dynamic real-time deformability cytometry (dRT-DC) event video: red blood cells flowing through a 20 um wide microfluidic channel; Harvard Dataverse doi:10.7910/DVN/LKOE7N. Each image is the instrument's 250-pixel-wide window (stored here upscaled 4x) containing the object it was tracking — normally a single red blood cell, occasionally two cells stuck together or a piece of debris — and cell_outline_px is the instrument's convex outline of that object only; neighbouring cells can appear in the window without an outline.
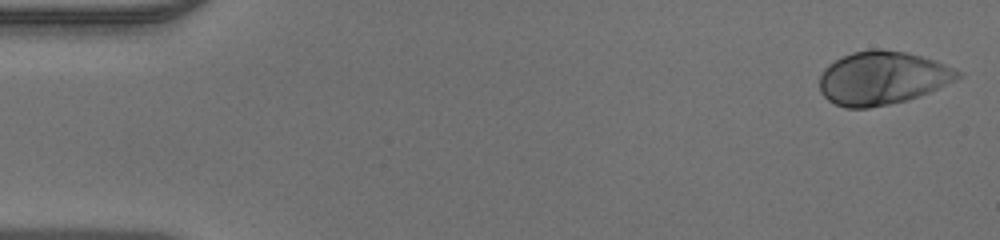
{"species": "human", "species_latin": "Homo sapiens", "temperature_condition": "warm", "stored_images_in_passage": 48, "camera_frame_rate_fps": 3000, "um_per_image_px": 0.085, "donor": {"sex": "male"}, "frame": {"image": 1, "passage_image": 1, "time_ms": 0.0, "image_size_px": [1000, 240], "cell_outline_px": [[964, 76], [956, 80], [920, 96], [888, 104], [868, 108], [844, 108], [828, 100], [820, 92], [820, 76], [824, 68], [828, 64], [852, 52], [872, 48], [880, 48], [904, 52], [936, 60], [964, 72]], "centroid_in_image_um": [75.02, 6.62], "position_along_channel_um": 10.0, "area_um2": 43.12}}
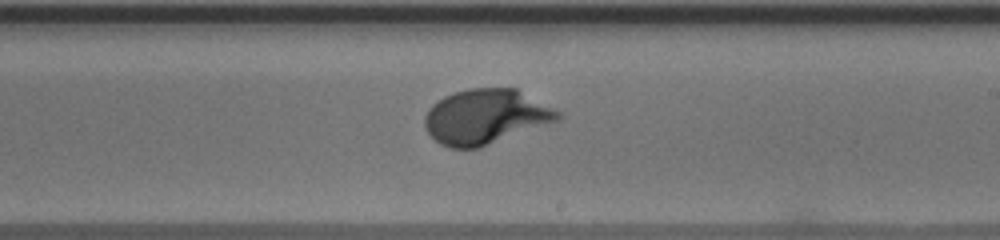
{"frame": {"image": 2, "passage_image": 28, "time_ms": 9.0, "image_size_px": [1000, 240], "cell_outline_px": [[564, 116], [560, 120], [480, 148], [452, 148], [440, 144], [428, 132], [424, 124], [424, 116], [428, 108], [432, 104], [444, 96], [468, 88], [516, 88], [560, 112]], "centroid_in_image_um": [41.28, 9.92], "position_along_channel_um": 247.7, "area_um2": 42.6}}
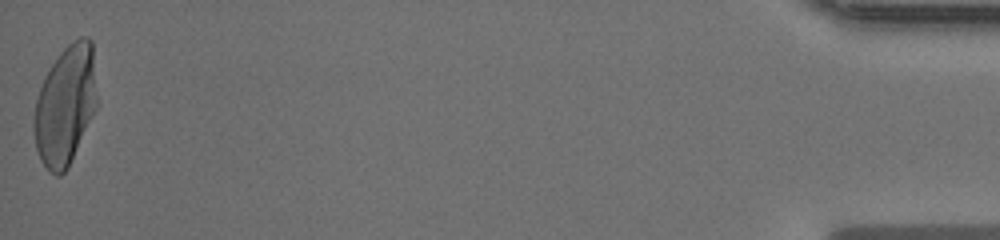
{"frame": {"image": 3, "passage_image": 48, "time_ms": 15.667, "image_size_px": [1000, 240], "cell_outline_px": [[96, 108], [68, 168], [60, 176], [56, 176], [48, 172], [40, 160], [36, 148], [32, 124], [36, 100], [44, 76], [60, 52], [72, 40], [80, 36], [88, 36], [92, 40], [96, 96]], "centroid_in_image_um": [5.53, 8.96], "position_along_channel_um": 429.7, "area_um2": 43.93}}